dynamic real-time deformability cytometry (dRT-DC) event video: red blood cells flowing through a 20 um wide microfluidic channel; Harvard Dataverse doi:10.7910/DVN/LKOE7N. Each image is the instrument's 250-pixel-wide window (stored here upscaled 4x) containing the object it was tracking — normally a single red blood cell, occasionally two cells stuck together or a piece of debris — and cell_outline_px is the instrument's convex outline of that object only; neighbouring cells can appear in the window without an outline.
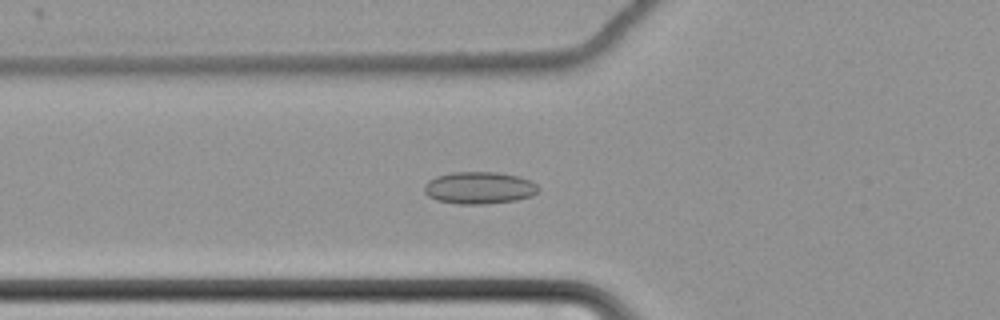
{"species": "common noctule bat (a hibernating species)", "species_latin": "Nyctalus noctula", "temperature_condition": "cold", "stored_images_in_passage": 40, "camera_frame_rate_fps": 3000, "um_per_image_px": 0.085, "animal": {"sex": "female", "body_mass_g": 22.7, "forearm_length_mm": 54.2}, "frame": {"image": 1, "passage_image": 2, "time_ms": 0.333, "image_size_px": [1000, 320], "cell_outline_px": [[540, 188], [532, 196], [516, 200], [484, 204], [456, 204], [436, 200], [428, 196], [424, 192], [424, 184], [428, 180], [436, 176], [452, 172], [496, 172], [520, 176], [536, 184]], "centroid_in_image_um": [40.71, 15.96], "position_along_channel_um": 85.1, "area_um2": 21.5}}
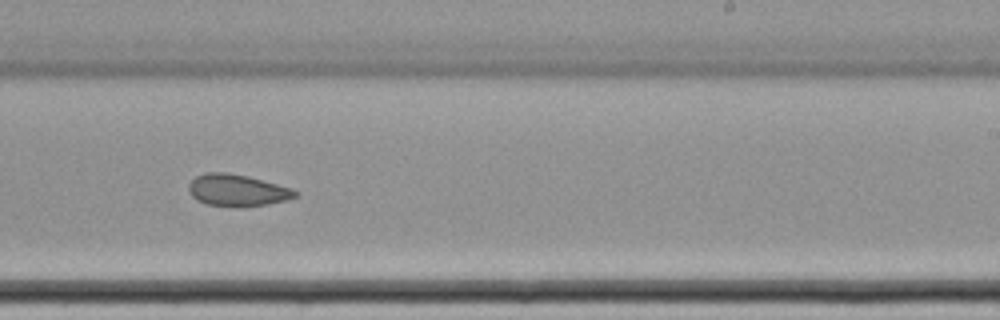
{"frame": {"image": 2, "passage_image": 18, "time_ms": 5.667, "image_size_px": [1000, 320], "cell_outline_px": [[296, 196], [288, 200], [268, 204], [244, 208], [208, 204], [192, 196], [188, 192], [188, 184], [196, 176], [204, 172], [228, 172], [248, 176], [292, 188], [296, 192]], "centroid_in_image_um": [20.16, 16.17], "position_along_channel_um": 268.8, "area_um2": 19.88}}
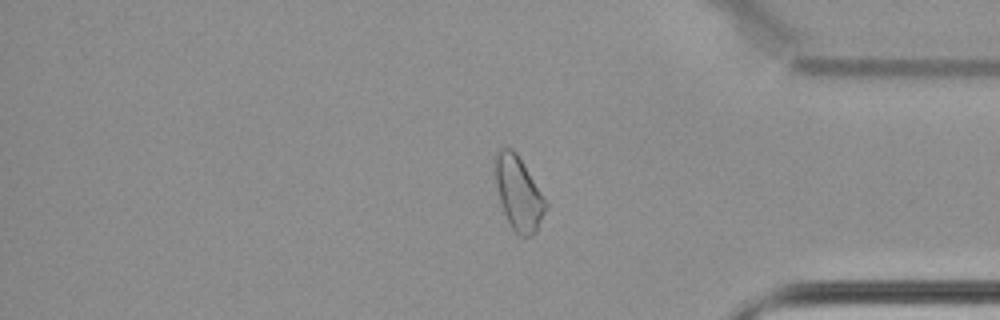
{"frame": {"image": 3, "passage_image": 30, "time_ms": 9.667, "image_size_px": [1000, 320], "cell_outline_px": [[548, 204], [536, 232], [532, 236], [520, 236], [512, 228], [504, 212], [500, 200], [496, 184], [496, 152], [500, 148], [512, 148], [516, 152]], "centroid_in_image_um": [44.09, 16.44], "position_along_channel_um": 391.1, "area_um2": 21.1}, "authors_computed_cell_mechanics": {"area_um2": 19.7387, "velocity_mm_per_s": 3.4569, "shape_relaxation_time_tau1_ms": null, "shape_relaxation_time_tau2_ms": 4.9396, "deformation_change_tau1": null, "deformation_change_tau2": 0.0936}}